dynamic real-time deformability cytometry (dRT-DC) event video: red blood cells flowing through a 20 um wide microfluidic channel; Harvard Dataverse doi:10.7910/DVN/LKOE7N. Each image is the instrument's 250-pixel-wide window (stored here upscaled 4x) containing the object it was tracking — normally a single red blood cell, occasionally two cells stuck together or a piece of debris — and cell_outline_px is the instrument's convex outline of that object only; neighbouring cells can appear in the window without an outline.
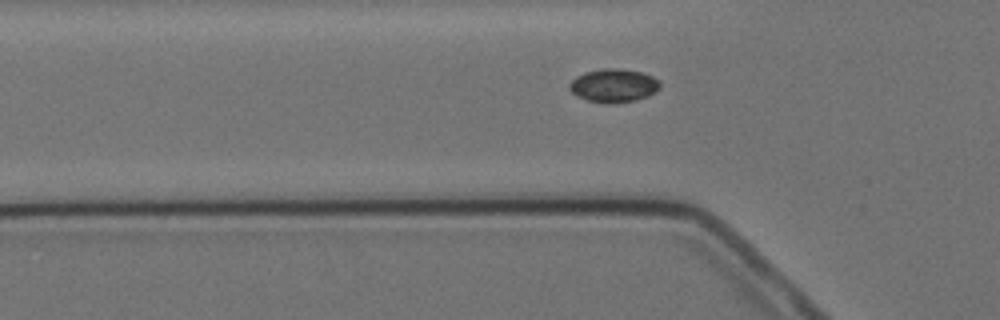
{"species": "Egyptian fruit bat (a non-hibernating species)", "species_latin": "Rousettus aegyptiacus", "temperature_condition": "cold", "stored_images_in_passage": 6, "segment_of_instrument_passage": [2, 2], "camera_frame_rate_fps": 3000, "um_per_image_px": 0.085, "animal": {"sex": "female"}, "frame": {"image": 1, "passage_image": 6, "time_ms": 6.667, "image_size_px": [1000, 320], "cell_outline_px": [[660, 88], [656, 92], [648, 96], [636, 100], [588, 100], [572, 92], [568, 88], [568, 84], [576, 76], [584, 72], [604, 68], [616, 68], [640, 72], [652, 76], [660, 80]], "centroid_in_image_um": [52.18, 7.21], "position_along_channel_um": 73.6, "area_um2": 16.94}}